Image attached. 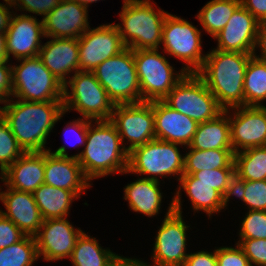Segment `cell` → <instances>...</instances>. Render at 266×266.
I'll return each mask as SVG.
<instances>
[{
    "label": "cell",
    "instance_id": "obj_37",
    "mask_svg": "<svg viewBox=\"0 0 266 266\" xmlns=\"http://www.w3.org/2000/svg\"><path fill=\"white\" fill-rule=\"evenodd\" d=\"M25 152L19 146L7 122L0 115V174Z\"/></svg>",
    "mask_w": 266,
    "mask_h": 266
},
{
    "label": "cell",
    "instance_id": "obj_8",
    "mask_svg": "<svg viewBox=\"0 0 266 266\" xmlns=\"http://www.w3.org/2000/svg\"><path fill=\"white\" fill-rule=\"evenodd\" d=\"M177 143L153 139L129 152L128 170L125 173L151 175L144 177L159 181L157 176H175L180 180L184 174V157Z\"/></svg>",
    "mask_w": 266,
    "mask_h": 266
},
{
    "label": "cell",
    "instance_id": "obj_31",
    "mask_svg": "<svg viewBox=\"0 0 266 266\" xmlns=\"http://www.w3.org/2000/svg\"><path fill=\"white\" fill-rule=\"evenodd\" d=\"M235 180H266V146L234 153Z\"/></svg>",
    "mask_w": 266,
    "mask_h": 266
},
{
    "label": "cell",
    "instance_id": "obj_41",
    "mask_svg": "<svg viewBox=\"0 0 266 266\" xmlns=\"http://www.w3.org/2000/svg\"><path fill=\"white\" fill-rule=\"evenodd\" d=\"M61 0H11L12 6L28 11L29 13H35L38 15L49 14Z\"/></svg>",
    "mask_w": 266,
    "mask_h": 266
},
{
    "label": "cell",
    "instance_id": "obj_5",
    "mask_svg": "<svg viewBox=\"0 0 266 266\" xmlns=\"http://www.w3.org/2000/svg\"><path fill=\"white\" fill-rule=\"evenodd\" d=\"M68 80L64 85V112L74 109L92 121L110 120L115 104L93 72L78 71Z\"/></svg>",
    "mask_w": 266,
    "mask_h": 266
},
{
    "label": "cell",
    "instance_id": "obj_30",
    "mask_svg": "<svg viewBox=\"0 0 266 266\" xmlns=\"http://www.w3.org/2000/svg\"><path fill=\"white\" fill-rule=\"evenodd\" d=\"M118 254L103 249L98 241L82 233L70 256L73 266H110Z\"/></svg>",
    "mask_w": 266,
    "mask_h": 266
},
{
    "label": "cell",
    "instance_id": "obj_47",
    "mask_svg": "<svg viewBox=\"0 0 266 266\" xmlns=\"http://www.w3.org/2000/svg\"><path fill=\"white\" fill-rule=\"evenodd\" d=\"M257 47H260L261 55L256 56L253 53V56L266 61V21L259 22L255 48L257 49Z\"/></svg>",
    "mask_w": 266,
    "mask_h": 266
},
{
    "label": "cell",
    "instance_id": "obj_9",
    "mask_svg": "<svg viewBox=\"0 0 266 266\" xmlns=\"http://www.w3.org/2000/svg\"><path fill=\"white\" fill-rule=\"evenodd\" d=\"M163 101L197 123L215 119L224 110L197 73H187Z\"/></svg>",
    "mask_w": 266,
    "mask_h": 266
},
{
    "label": "cell",
    "instance_id": "obj_11",
    "mask_svg": "<svg viewBox=\"0 0 266 266\" xmlns=\"http://www.w3.org/2000/svg\"><path fill=\"white\" fill-rule=\"evenodd\" d=\"M169 55L186 63L182 68L187 73H197L203 66L206 55L202 54L201 32L192 23L168 13L163 24L162 41Z\"/></svg>",
    "mask_w": 266,
    "mask_h": 266
},
{
    "label": "cell",
    "instance_id": "obj_20",
    "mask_svg": "<svg viewBox=\"0 0 266 266\" xmlns=\"http://www.w3.org/2000/svg\"><path fill=\"white\" fill-rule=\"evenodd\" d=\"M259 21L240 5L226 26L214 39L217 50L224 52L255 53Z\"/></svg>",
    "mask_w": 266,
    "mask_h": 266
},
{
    "label": "cell",
    "instance_id": "obj_35",
    "mask_svg": "<svg viewBox=\"0 0 266 266\" xmlns=\"http://www.w3.org/2000/svg\"><path fill=\"white\" fill-rule=\"evenodd\" d=\"M34 236H24L19 242L0 249V266H32L38 259Z\"/></svg>",
    "mask_w": 266,
    "mask_h": 266
},
{
    "label": "cell",
    "instance_id": "obj_40",
    "mask_svg": "<svg viewBox=\"0 0 266 266\" xmlns=\"http://www.w3.org/2000/svg\"><path fill=\"white\" fill-rule=\"evenodd\" d=\"M217 266H251L242 248L220 247L216 249Z\"/></svg>",
    "mask_w": 266,
    "mask_h": 266
},
{
    "label": "cell",
    "instance_id": "obj_3",
    "mask_svg": "<svg viewBox=\"0 0 266 266\" xmlns=\"http://www.w3.org/2000/svg\"><path fill=\"white\" fill-rule=\"evenodd\" d=\"M253 53L224 52L216 48L206 54L197 74L223 110L244 106V78Z\"/></svg>",
    "mask_w": 266,
    "mask_h": 266
},
{
    "label": "cell",
    "instance_id": "obj_34",
    "mask_svg": "<svg viewBox=\"0 0 266 266\" xmlns=\"http://www.w3.org/2000/svg\"><path fill=\"white\" fill-rule=\"evenodd\" d=\"M235 178V168H219L183 174L179 182L211 184L229 201L230 196L233 195Z\"/></svg>",
    "mask_w": 266,
    "mask_h": 266
},
{
    "label": "cell",
    "instance_id": "obj_16",
    "mask_svg": "<svg viewBox=\"0 0 266 266\" xmlns=\"http://www.w3.org/2000/svg\"><path fill=\"white\" fill-rule=\"evenodd\" d=\"M229 116L233 152L266 146V106H241ZM237 111V112H236Z\"/></svg>",
    "mask_w": 266,
    "mask_h": 266
},
{
    "label": "cell",
    "instance_id": "obj_24",
    "mask_svg": "<svg viewBox=\"0 0 266 266\" xmlns=\"http://www.w3.org/2000/svg\"><path fill=\"white\" fill-rule=\"evenodd\" d=\"M38 57L64 85L69 73L79 71L78 38H54L42 45Z\"/></svg>",
    "mask_w": 266,
    "mask_h": 266
},
{
    "label": "cell",
    "instance_id": "obj_6",
    "mask_svg": "<svg viewBox=\"0 0 266 266\" xmlns=\"http://www.w3.org/2000/svg\"><path fill=\"white\" fill-rule=\"evenodd\" d=\"M22 60V62H21ZM12 66V96L29 102L63 101L64 84L37 57Z\"/></svg>",
    "mask_w": 266,
    "mask_h": 266
},
{
    "label": "cell",
    "instance_id": "obj_25",
    "mask_svg": "<svg viewBox=\"0 0 266 266\" xmlns=\"http://www.w3.org/2000/svg\"><path fill=\"white\" fill-rule=\"evenodd\" d=\"M227 114H230L229 109L224 110L213 120L198 123L189 148L198 150H233Z\"/></svg>",
    "mask_w": 266,
    "mask_h": 266
},
{
    "label": "cell",
    "instance_id": "obj_13",
    "mask_svg": "<svg viewBox=\"0 0 266 266\" xmlns=\"http://www.w3.org/2000/svg\"><path fill=\"white\" fill-rule=\"evenodd\" d=\"M157 232L153 248V266H183L188 254L186 252V231L181 213L173 211L171 201Z\"/></svg>",
    "mask_w": 266,
    "mask_h": 266
},
{
    "label": "cell",
    "instance_id": "obj_23",
    "mask_svg": "<svg viewBox=\"0 0 266 266\" xmlns=\"http://www.w3.org/2000/svg\"><path fill=\"white\" fill-rule=\"evenodd\" d=\"M0 176L5 186L33 193L44 183L45 151L25 152Z\"/></svg>",
    "mask_w": 266,
    "mask_h": 266
},
{
    "label": "cell",
    "instance_id": "obj_22",
    "mask_svg": "<svg viewBox=\"0 0 266 266\" xmlns=\"http://www.w3.org/2000/svg\"><path fill=\"white\" fill-rule=\"evenodd\" d=\"M6 188V192H0V200L6 212L0 210V213L9 218L26 236H35L44 219L33 193Z\"/></svg>",
    "mask_w": 266,
    "mask_h": 266
},
{
    "label": "cell",
    "instance_id": "obj_46",
    "mask_svg": "<svg viewBox=\"0 0 266 266\" xmlns=\"http://www.w3.org/2000/svg\"><path fill=\"white\" fill-rule=\"evenodd\" d=\"M240 2L259 22L266 21V0H240Z\"/></svg>",
    "mask_w": 266,
    "mask_h": 266
},
{
    "label": "cell",
    "instance_id": "obj_17",
    "mask_svg": "<svg viewBox=\"0 0 266 266\" xmlns=\"http://www.w3.org/2000/svg\"><path fill=\"white\" fill-rule=\"evenodd\" d=\"M89 182L77 158L68 156L64 145L54 152L45 151V184L72 191L79 198L91 186Z\"/></svg>",
    "mask_w": 266,
    "mask_h": 266
},
{
    "label": "cell",
    "instance_id": "obj_44",
    "mask_svg": "<svg viewBox=\"0 0 266 266\" xmlns=\"http://www.w3.org/2000/svg\"><path fill=\"white\" fill-rule=\"evenodd\" d=\"M183 266H217L216 249L212 253L203 250L188 254Z\"/></svg>",
    "mask_w": 266,
    "mask_h": 266
},
{
    "label": "cell",
    "instance_id": "obj_12",
    "mask_svg": "<svg viewBox=\"0 0 266 266\" xmlns=\"http://www.w3.org/2000/svg\"><path fill=\"white\" fill-rule=\"evenodd\" d=\"M110 121L115 125L122 143L125 139L130 142L125 147L128 152L156 139L153 101L116 104Z\"/></svg>",
    "mask_w": 266,
    "mask_h": 266
},
{
    "label": "cell",
    "instance_id": "obj_38",
    "mask_svg": "<svg viewBox=\"0 0 266 266\" xmlns=\"http://www.w3.org/2000/svg\"><path fill=\"white\" fill-rule=\"evenodd\" d=\"M239 239H266V211H250L242 221Z\"/></svg>",
    "mask_w": 266,
    "mask_h": 266
},
{
    "label": "cell",
    "instance_id": "obj_27",
    "mask_svg": "<svg viewBox=\"0 0 266 266\" xmlns=\"http://www.w3.org/2000/svg\"><path fill=\"white\" fill-rule=\"evenodd\" d=\"M160 182L139 178L124 188V199L128 200L131 210L143 213L148 217L159 214L162 201Z\"/></svg>",
    "mask_w": 266,
    "mask_h": 266
},
{
    "label": "cell",
    "instance_id": "obj_14",
    "mask_svg": "<svg viewBox=\"0 0 266 266\" xmlns=\"http://www.w3.org/2000/svg\"><path fill=\"white\" fill-rule=\"evenodd\" d=\"M78 46L79 71L89 72L126 48L115 24L89 28L78 38Z\"/></svg>",
    "mask_w": 266,
    "mask_h": 266
},
{
    "label": "cell",
    "instance_id": "obj_48",
    "mask_svg": "<svg viewBox=\"0 0 266 266\" xmlns=\"http://www.w3.org/2000/svg\"><path fill=\"white\" fill-rule=\"evenodd\" d=\"M4 1L6 2L7 6L6 4L4 5V3H0V34H5L7 32L12 17V12H9L10 8L13 7L11 1Z\"/></svg>",
    "mask_w": 266,
    "mask_h": 266
},
{
    "label": "cell",
    "instance_id": "obj_36",
    "mask_svg": "<svg viewBox=\"0 0 266 266\" xmlns=\"http://www.w3.org/2000/svg\"><path fill=\"white\" fill-rule=\"evenodd\" d=\"M232 196L246 203L250 211H266V180H235Z\"/></svg>",
    "mask_w": 266,
    "mask_h": 266
},
{
    "label": "cell",
    "instance_id": "obj_33",
    "mask_svg": "<svg viewBox=\"0 0 266 266\" xmlns=\"http://www.w3.org/2000/svg\"><path fill=\"white\" fill-rule=\"evenodd\" d=\"M266 99V61L252 56L244 78V106H262Z\"/></svg>",
    "mask_w": 266,
    "mask_h": 266
},
{
    "label": "cell",
    "instance_id": "obj_51",
    "mask_svg": "<svg viewBox=\"0 0 266 266\" xmlns=\"http://www.w3.org/2000/svg\"><path fill=\"white\" fill-rule=\"evenodd\" d=\"M77 2H79L81 5H83L84 7L88 8L90 3L93 2H97L98 0H75ZM100 1V0H99Z\"/></svg>",
    "mask_w": 266,
    "mask_h": 266
},
{
    "label": "cell",
    "instance_id": "obj_45",
    "mask_svg": "<svg viewBox=\"0 0 266 266\" xmlns=\"http://www.w3.org/2000/svg\"><path fill=\"white\" fill-rule=\"evenodd\" d=\"M88 126H89V119L81 117V119L79 118L77 120H73L72 122L68 123V125L64 129L65 130L64 132L66 134V132H68L67 130H69V132L74 131L75 133H78V135L76 134L77 136L75 135L76 136L75 139L77 138L76 140L77 142H75L77 144L75 146L77 145L81 146L82 144L85 145L86 143Z\"/></svg>",
    "mask_w": 266,
    "mask_h": 266
},
{
    "label": "cell",
    "instance_id": "obj_43",
    "mask_svg": "<svg viewBox=\"0 0 266 266\" xmlns=\"http://www.w3.org/2000/svg\"><path fill=\"white\" fill-rule=\"evenodd\" d=\"M8 59L0 61V104H6L12 97V65Z\"/></svg>",
    "mask_w": 266,
    "mask_h": 266
},
{
    "label": "cell",
    "instance_id": "obj_21",
    "mask_svg": "<svg viewBox=\"0 0 266 266\" xmlns=\"http://www.w3.org/2000/svg\"><path fill=\"white\" fill-rule=\"evenodd\" d=\"M156 139L187 147L192 142L198 123L172 109L163 100L153 101Z\"/></svg>",
    "mask_w": 266,
    "mask_h": 266
},
{
    "label": "cell",
    "instance_id": "obj_10",
    "mask_svg": "<svg viewBox=\"0 0 266 266\" xmlns=\"http://www.w3.org/2000/svg\"><path fill=\"white\" fill-rule=\"evenodd\" d=\"M142 101L163 100L187 74L183 69L173 72V67L158 49L133 50ZM175 74V75H174Z\"/></svg>",
    "mask_w": 266,
    "mask_h": 266
},
{
    "label": "cell",
    "instance_id": "obj_4",
    "mask_svg": "<svg viewBox=\"0 0 266 266\" xmlns=\"http://www.w3.org/2000/svg\"><path fill=\"white\" fill-rule=\"evenodd\" d=\"M123 2L122 12L119 14L123 25L119 23L115 26L124 45L132 50L158 49L168 13L161 9L156 12L150 0H124Z\"/></svg>",
    "mask_w": 266,
    "mask_h": 266
},
{
    "label": "cell",
    "instance_id": "obj_29",
    "mask_svg": "<svg viewBox=\"0 0 266 266\" xmlns=\"http://www.w3.org/2000/svg\"><path fill=\"white\" fill-rule=\"evenodd\" d=\"M184 156V174L219 168H235L233 150H198L189 148Z\"/></svg>",
    "mask_w": 266,
    "mask_h": 266
},
{
    "label": "cell",
    "instance_id": "obj_7",
    "mask_svg": "<svg viewBox=\"0 0 266 266\" xmlns=\"http://www.w3.org/2000/svg\"><path fill=\"white\" fill-rule=\"evenodd\" d=\"M93 73L116 104L141 102L133 50L126 47L120 53L99 64Z\"/></svg>",
    "mask_w": 266,
    "mask_h": 266
},
{
    "label": "cell",
    "instance_id": "obj_32",
    "mask_svg": "<svg viewBox=\"0 0 266 266\" xmlns=\"http://www.w3.org/2000/svg\"><path fill=\"white\" fill-rule=\"evenodd\" d=\"M240 5V0H211L203 6L197 18L203 29L214 38L226 26Z\"/></svg>",
    "mask_w": 266,
    "mask_h": 266
},
{
    "label": "cell",
    "instance_id": "obj_28",
    "mask_svg": "<svg viewBox=\"0 0 266 266\" xmlns=\"http://www.w3.org/2000/svg\"><path fill=\"white\" fill-rule=\"evenodd\" d=\"M33 195L44 220L67 217L72 201L78 198L72 191L45 183Z\"/></svg>",
    "mask_w": 266,
    "mask_h": 266
},
{
    "label": "cell",
    "instance_id": "obj_18",
    "mask_svg": "<svg viewBox=\"0 0 266 266\" xmlns=\"http://www.w3.org/2000/svg\"><path fill=\"white\" fill-rule=\"evenodd\" d=\"M11 17L9 27L5 33L7 58L10 54L16 60L37 57L42 47L40 38L44 34L43 21L34 16L19 14Z\"/></svg>",
    "mask_w": 266,
    "mask_h": 266
},
{
    "label": "cell",
    "instance_id": "obj_39",
    "mask_svg": "<svg viewBox=\"0 0 266 266\" xmlns=\"http://www.w3.org/2000/svg\"><path fill=\"white\" fill-rule=\"evenodd\" d=\"M236 244L242 248L251 266H266V239H240Z\"/></svg>",
    "mask_w": 266,
    "mask_h": 266
},
{
    "label": "cell",
    "instance_id": "obj_26",
    "mask_svg": "<svg viewBox=\"0 0 266 266\" xmlns=\"http://www.w3.org/2000/svg\"><path fill=\"white\" fill-rule=\"evenodd\" d=\"M179 189L175 194L173 201V211L182 214L181 208V188L186 191V194L191 200L195 211H204L209 218L213 213L219 212L227 206L228 200L211 184L206 183H180Z\"/></svg>",
    "mask_w": 266,
    "mask_h": 266
},
{
    "label": "cell",
    "instance_id": "obj_19",
    "mask_svg": "<svg viewBox=\"0 0 266 266\" xmlns=\"http://www.w3.org/2000/svg\"><path fill=\"white\" fill-rule=\"evenodd\" d=\"M87 9L75 0H61L42 19L45 37L79 38L90 28Z\"/></svg>",
    "mask_w": 266,
    "mask_h": 266
},
{
    "label": "cell",
    "instance_id": "obj_42",
    "mask_svg": "<svg viewBox=\"0 0 266 266\" xmlns=\"http://www.w3.org/2000/svg\"><path fill=\"white\" fill-rule=\"evenodd\" d=\"M25 234L9 219L0 213V249L19 242Z\"/></svg>",
    "mask_w": 266,
    "mask_h": 266
},
{
    "label": "cell",
    "instance_id": "obj_50",
    "mask_svg": "<svg viewBox=\"0 0 266 266\" xmlns=\"http://www.w3.org/2000/svg\"><path fill=\"white\" fill-rule=\"evenodd\" d=\"M6 59L8 58L6 52L5 34H0V61Z\"/></svg>",
    "mask_w": 266,
    "mask_h": 266
},
{
    "label": "cell",
    "instance_id": "obj_49",
    "mask_svg": "<svg viewBox=\"0 0 266 266\" xmlns=\"http://www.w3.org/2000/svg\"><path fill=\"white\" fill-rule=\"evenodd\" d=\"M144 261L132 258H126L117 255V257L112 261L110 266H152Z\"/></svg>",
    "mask_w": 266,
    "mask_h": 266
},
{
    "label": "cell",
    "instance_id": "obj_1",
    "mask_svg": "<svg viewBox=\"0 0 266 266\" xmlns=\"http://www.w3.org/2000/svg\"><path fill=\"white\" fill-rule=\"evenodd\" d=\"M65 114L63 101L29 102L10 100L0 115L24 152H43L54 124Z\"/></svg>",
    "mask_w": 266,
    "mask_h": 266
},
{
    "label": "cell",
    "instance_id": "obj_2",
    "mask_svg": "<svg viewBox=\"0 0 266 266\" xmlns=\"http://www.w3.org/2000/svg\"><path fill=\"white\" fill-rule=\"evenodd\" d=\"M89 120L85 148L77 158L85 176L91 181L106 175L124 173L128 170L129 152L110 120ZM95 128L93 129V127Z\"/></svg>",
    "mask_w": 266,
    "mask_h": 266
},
{
    "label": "cell",
    "instance_id": "obj_15",
    "mask_svg": "<svg viewBox=\"0 0 266 266\" xmlns=\"http://www.w3.org/2000/svg\"><path fill=\"white\" fill-rule=\"evenodd\" d=\"M83 233L65 218L43 220L39 232L34 236L38 257L44 260L56 261L70 258L77 239Z\"/></svg>",
    "mask_w": 266,
    "mask_h": 266
}]
</instances>
